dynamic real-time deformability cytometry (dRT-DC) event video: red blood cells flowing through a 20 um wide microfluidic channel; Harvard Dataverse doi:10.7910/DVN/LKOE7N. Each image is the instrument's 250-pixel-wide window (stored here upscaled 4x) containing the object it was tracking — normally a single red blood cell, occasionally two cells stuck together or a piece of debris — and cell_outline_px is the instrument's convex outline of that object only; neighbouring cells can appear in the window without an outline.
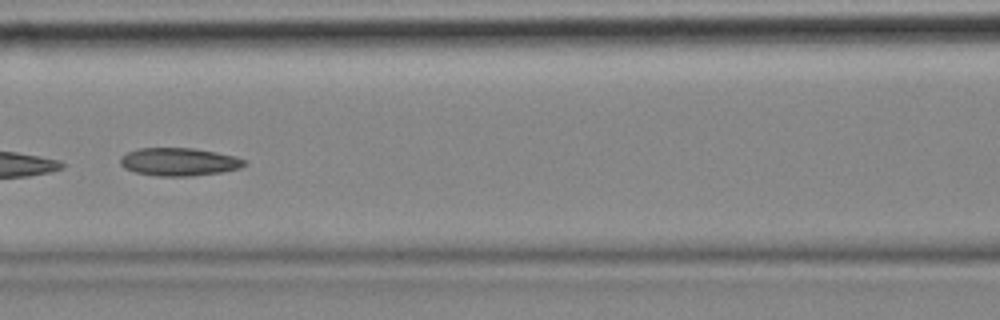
{"species": "common noctule bat (a hibernating species)", "species_latin": "Nyctalus noctula", "temperature_condition": "cold", "stored_images_in_passage": 6, "segment_of_instrument_passage": [2, 2], "camera_frame_rate_fps": 3000, "um_per_image_px": 0.085, "animal": {"sex": "female", "body_mass_g": 18.4}, "frame": {"image": 1, "passage_image": 6, "time_ms": 1.667, "image_size_px": [1000, 320], "cell_outline_px": [[248, 164], [240, 168], [224, 172], [192, 176], [156, 176], [136, 172], [124, 168], [120, 164], [120, 156], [128, 152], [140, 148], [192, 148], [216, 152], [232, 156], [244, 160]], "centroid_in_image_um": [15.21, 13.76], "position_along_channel_um": 151.4, "area_um2": 20.23}}